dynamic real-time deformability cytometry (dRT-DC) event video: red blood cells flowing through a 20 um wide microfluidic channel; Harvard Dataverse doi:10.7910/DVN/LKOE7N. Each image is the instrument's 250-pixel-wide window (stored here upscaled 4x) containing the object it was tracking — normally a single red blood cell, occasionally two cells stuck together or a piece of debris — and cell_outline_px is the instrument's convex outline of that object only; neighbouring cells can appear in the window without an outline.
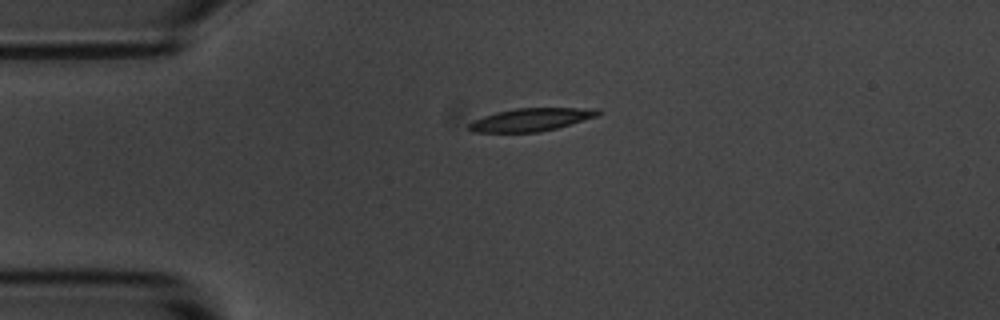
{"species": "common noctule bat (a hibernating species)", "species_latin": "Nyctalus noctula", "temperature_condition": "room temperature", "stored_images_in_passage": 2, "camera_frame_rate_fps": 3000, "um_per_image_px": 0.085, "animal": {"sex": "male", "body_mass_g": 20.1, "forearm_length_mm": 53.5}, "frame": {"image": 1, "passage_image": 1, "time_ms": 0.0, "image_size_px": [1000, 320], "cell_outline_px": [[600, 112], [596, 116], [556, 128], [540, 132], [472, 132], [468, 128], [468, 124], [472, 120], [496, 112], [516, 108], [600, 108]], "centroid_in_image_um": [45.1, 10.16], "position_along_channel_um": 39.9, "area_um2": 17.11}}